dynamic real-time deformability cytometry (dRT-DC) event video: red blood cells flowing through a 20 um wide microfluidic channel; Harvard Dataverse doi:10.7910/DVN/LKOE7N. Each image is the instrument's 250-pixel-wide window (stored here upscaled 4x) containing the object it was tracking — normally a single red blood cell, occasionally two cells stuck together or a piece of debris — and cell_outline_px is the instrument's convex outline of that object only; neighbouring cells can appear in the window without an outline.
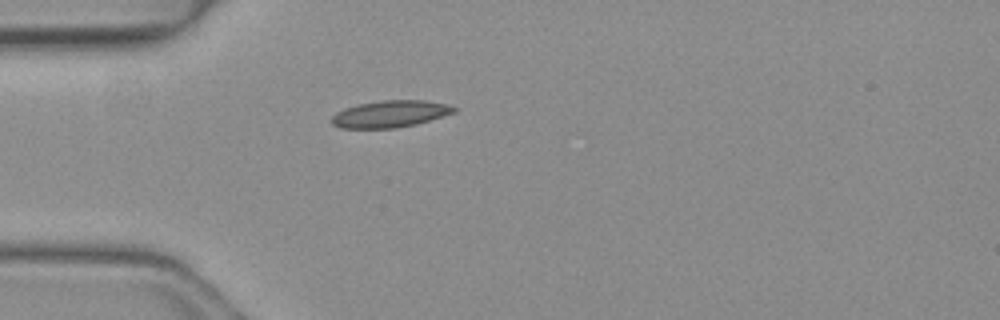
{"species": "common noctule bat (a hibernating species)", "species_latin": "Nyctalus noctula", "temperature_condition": "warm", "stored_images_in_passage": 5, "camera_frame_rate_fps": 3000, "um_per_image_px": 0.085, "animal": {"sex": "female", "body_mass_g": 19.3, "forearm_length_mm": 54.1}, "frame": {"image": 1, "passage_image": 1, "time_ms": 0.0, "image_size_px": [1000, 320], "cell_outline_px": [[460, 108], [456, 112], [416, 124], [396, 128], [340, 128], [332, 124], [332, 116], [336, 112], [344, 108], [356, 104], [380, 100], [424, 100], [444, 104]], "centroid_in_image_um": [33.15, 9.68], "position_along_channel_um": 51.8, "area_um2": 19.25}}
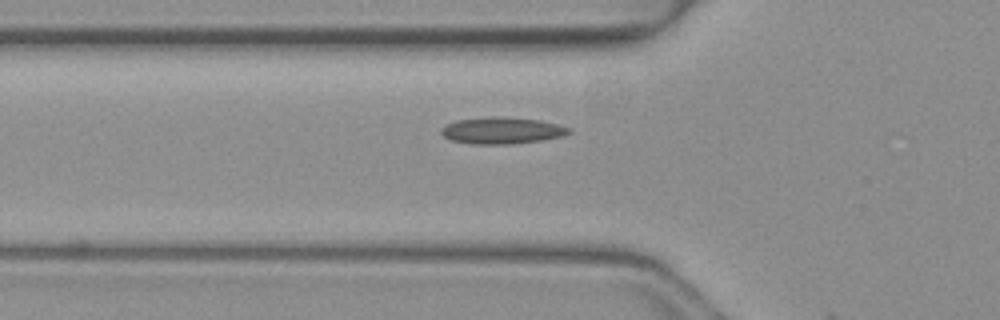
{"frame": {"image": 2, "passage_image": 4, "time_ms": 1.0, "image_size_px": [1000, 320], "cell_outline_px": [[572, 132], [560, 136], [544, 140], [512, 144], [472, 144], [452, 140], [444, 136], [440, 132], [440, 128], [444, 124], [456, 120], [504, 116], [540, 120], [572, 128]], "centroid_in_image_um": [42.66, 11.09], "position_along_channel_um": 83.1, "area_um2": 19.88}}